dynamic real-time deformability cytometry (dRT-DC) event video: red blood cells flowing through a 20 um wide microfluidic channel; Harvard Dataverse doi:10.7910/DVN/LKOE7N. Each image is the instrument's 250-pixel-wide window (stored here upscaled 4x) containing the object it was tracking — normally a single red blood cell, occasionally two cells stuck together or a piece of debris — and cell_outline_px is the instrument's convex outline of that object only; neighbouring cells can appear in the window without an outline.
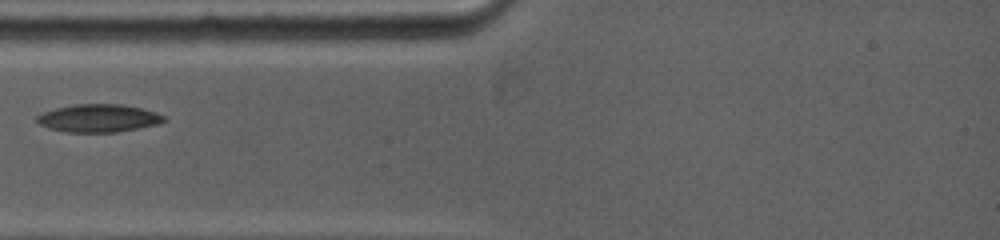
{"species": "common noctule bat (a hibernating species)", "species_latin": "Nyctalus noctula", "temperature_condition": "warm", "stored_images_in_passage": 3, "camera_frame_rate_fps": 5000, "um_per_image_px": 0.085, "animal": {"sex": "female", "body_mass_g": 19.0, "forearm_length_mm": 53.3}, "frame": {"image": 1, "passage_image": 2, "time_ms": 0.8, "image_size_px": [1000, 240], "cell_outline_px": [[168, 120], [160, 124], [116, 132], [64, 132], [48, 128], [40, 124], [36, 120], [36, 116], [44, 112], [56, 108], [72, 104], [124, 104], [156, 112], [164, 116]], "centroid_in_image_um": [8.39, 10.04], "position_along_channel_um": 76.6, "area_um2": 20.75}}